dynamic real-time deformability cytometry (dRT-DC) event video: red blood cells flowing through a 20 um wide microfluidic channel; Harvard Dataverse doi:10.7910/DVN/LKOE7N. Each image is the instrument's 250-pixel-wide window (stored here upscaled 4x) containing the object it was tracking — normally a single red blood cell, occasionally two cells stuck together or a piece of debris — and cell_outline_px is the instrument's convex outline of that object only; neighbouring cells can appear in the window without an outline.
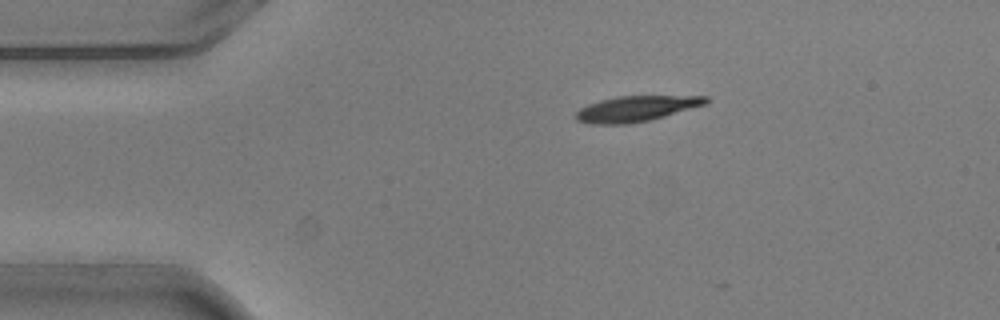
{"species": "common noctule bat (a hibernating species)", "species_latin": "Nyctalus noctula", "temperature_condition": "warm", "stored_images_in_passage": 3, "camera_frame_rate_fps": 3000, "um_per_image_px": 0.085, "animal": {"sex": "male", "body_mass_g": 20.5, "forearm_length_mm": 52.5}, "frame": {"image": 1, "passage_image": 1, "time_ms": 0.0, "image_size_px": [1000, 320], "cell_outline_px": [[708, 104], [664, 116], [648, 120], [628, 124], [592, 124], [576, 120], [576, 112], [580, 108], [588, 104], [600, 100], [616, 96], [708, 96]], "centroid_in_image_um": [54.07, 9.23], "position_along_channel_um": 30.9, "area_um2": 19.31}}